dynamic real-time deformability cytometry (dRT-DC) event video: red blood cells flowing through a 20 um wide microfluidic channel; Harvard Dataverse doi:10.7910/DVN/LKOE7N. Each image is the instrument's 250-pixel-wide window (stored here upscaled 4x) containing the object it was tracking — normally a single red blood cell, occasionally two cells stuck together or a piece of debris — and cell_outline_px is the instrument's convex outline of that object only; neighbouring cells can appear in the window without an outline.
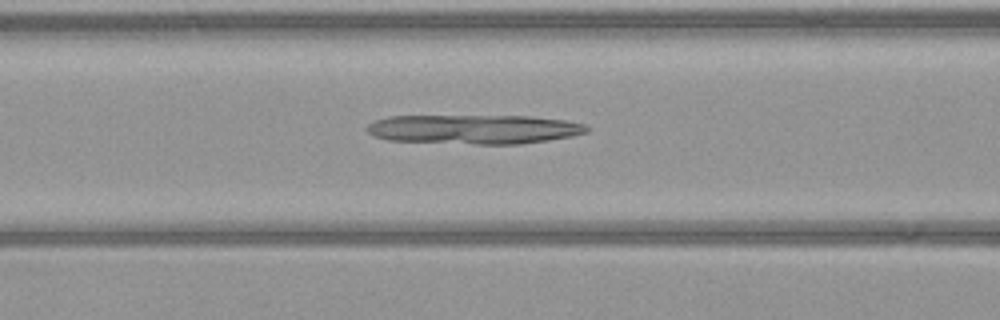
{"species": "common noctule bat (a hibernating species)", "species_latin": "Nyctalus noctula", "temperature_condition": "warm", "stored_images_in_passage": 54, "camera_frame_rate_fps": 3000, "um_per_image_px": 0.085, "animal": {"sex": "female", "body_mass_g": 21.9}, "frame": {"image": 1, "passage_image": 21, "time_ms": 6.667, "image_size_px": [1000, 320], "cell_outline_px": [[588, 132], [572, 136], [548, 140], [520, 144], [476, 144], [388, 140], [372, 136], [364, 128], [368, 124], [376, 120], [388, 116], [532, 116], [564, 120], [584, 124], [588, 128]], "centroid_in_image_um": [40.26, 10.98], "position_along_channel_um": 126.3, "area_um2": 37.63}}
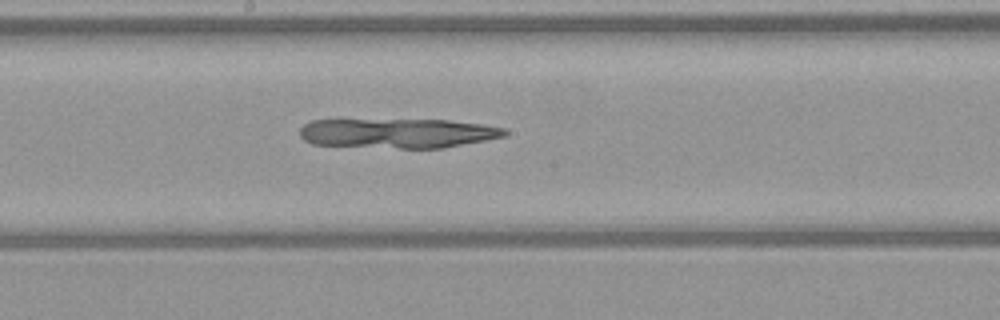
{"frame": {"image": 2, "passage_image": 28, "time_ms": 9.0, "image_size_px": [1000, 320], "cell_outline_px": [[508, 132], [504, 136], [444, 148], [400, 148], [312, 144], [304, 140], [300, 136], [300, 128], [304, 124], [312, 120], [336, 116], [340, 116], [448, 120], [484, 124], [504, 128]], "centroid_in_image_um": [33.66, 11.25], "position_along_channel_um": 214.5, "area_um2": 37.22}}
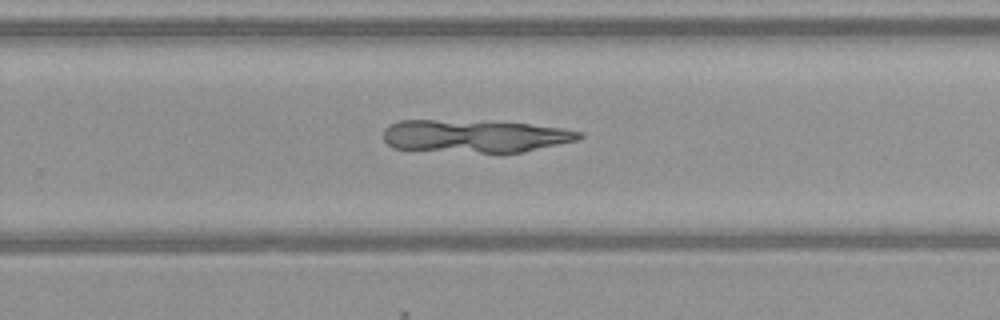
{"frame": {"image": 3, "passage_image": 34, "time_ms": 11.0, "image_size_px": [1000, 320], "cell_outline_px": [[584, 136], [576, 140], [524, 152], [480, 152], [392, 148], [384, 140], [384, 128], [388, 124], [400, 120], [484, 120], [528, 124], [560, 128], [584, 132]], "centroid_in_image_um": [40.35, 11.54], "position_along_channel_um": 289.5, "area_um2": 37.34}}